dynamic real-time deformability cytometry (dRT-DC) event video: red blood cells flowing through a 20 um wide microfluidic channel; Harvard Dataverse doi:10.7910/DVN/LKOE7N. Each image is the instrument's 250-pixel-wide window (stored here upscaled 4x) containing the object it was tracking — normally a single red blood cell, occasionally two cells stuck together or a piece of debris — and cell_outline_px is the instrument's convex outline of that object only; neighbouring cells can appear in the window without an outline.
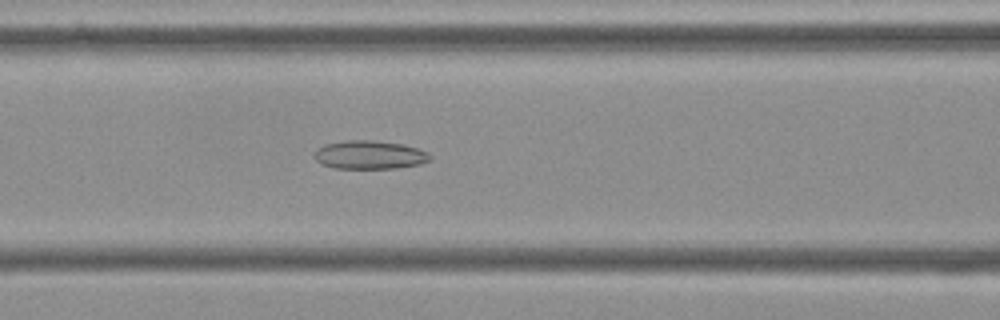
{"species": "Egyptian fruit bat (a non-hibernating species)", "species_latin": "Rousettus aegyptiacus", "temperature_condition": "cold", "stored_images_in_passage": 55, "camera_frame_rate_fps": 3000, "um_per_image_px": 0.085, "frame": {"image": 1, "passage_image": 23, "time_ms": 7.333, "image_size_px": [1000, 320], "cell_outline_px": [[432, 156], [428, 160], [420, 164], [396, 168], [332, 168], [320, 164], [316, 160], [316, 152], [324, 144], [344, 140], [372, 140], [404, 144], [428, 152]], "centroid_in_image_um": [31.42, 13.16], "position_along_channel_um": 135.2, "area_um2": 19.13}}
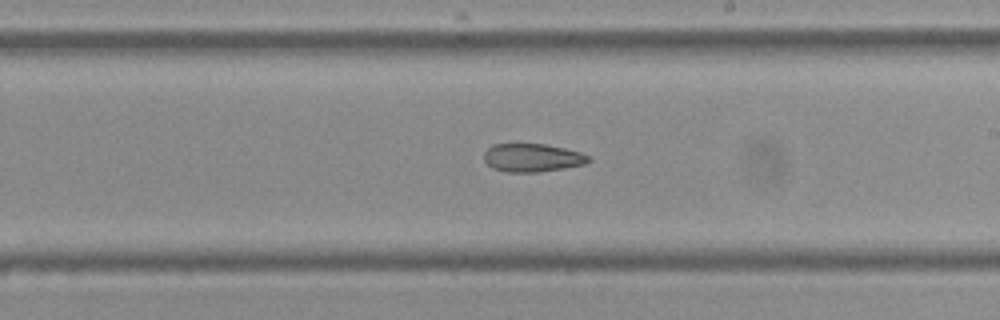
{"frame": {"image": 2, "passage_image": 32, "time_ms": 10.333, "image_size_px": [1000, 320], "cell_outline_px": [[592, 160], [584, 164], [564, 168], [540, 172], [508, 172], [492, 168], [484, 160], [484, 152], [492, 144], [544, 144], [564, 148], [580, 152], [588, 156]], "centroid_in_image_um": [45.23, 13.41], "position_along_channel_um": 243.8, "area_um2": 17.17}}
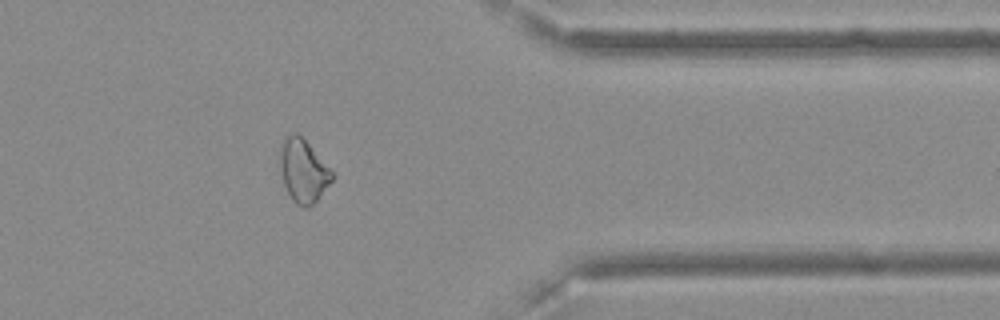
{"frame": {"image": 3, "passage_image": 45, "time_ms": 14.667, "image_size_px": [1000, 320], "cell_outline_px": [[336, 176], [320, 196], [308, 208], [304, 208], [296, 204], [292, 200], [284, 184], [276, 156], [280, 144], [284, 136], [292, 132], [296, 132], [308, 144]], "centroid_in_image_um": [25.71, 14.49], "position_along_channel_um": 385.7, "area_um2": 19.42}, "authors_computed_cell_mechanics": {"area_um2": 20.2878, "velocity_mm_per_s": 3.6261, "shape_relaxation_time_tau1_ms": null, "shape_relaxation_time_tau2_ms": 7.0866, "deformation_change_tau1": null, "deformation_change_tau2": 0.1461}}